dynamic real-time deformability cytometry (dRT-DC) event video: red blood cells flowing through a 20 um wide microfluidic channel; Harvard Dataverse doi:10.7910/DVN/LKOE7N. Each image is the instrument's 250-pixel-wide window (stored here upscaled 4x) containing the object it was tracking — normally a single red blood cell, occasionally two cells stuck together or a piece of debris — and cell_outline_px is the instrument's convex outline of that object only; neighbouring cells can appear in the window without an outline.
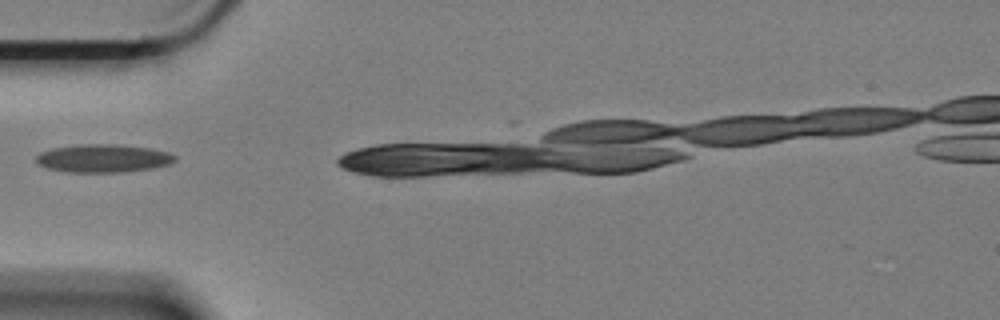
{"species": "Egyptian fruit bat (a non-hibernating species)", "species_latin": "Rousettus aegyptiacus", "temperature_condition": "cold", "stored_images_in_passage": 6, "camera_frame_rate_fps": 3000, "um_per_image_px": 0.085, "animal": {"sex": "female"}, "frame": {"image": 1, "passage_image": 1, "time_ms": 0.0, "image_size_px": [1000, 320], "cell_outline_px": [[176, 160], [168, 164], [152, 168], [120, 172], [68, 172], [48, 168], [36, 164], [36, 156], [40, 152], [52, 148], [76, 144], [112, 144], [148, 148], [168, 152], [176, 156]], "centroid_in_image_um": [8.72, 13.45], "position_along_channel_um": 76.3, "area_um2": 22.66}}